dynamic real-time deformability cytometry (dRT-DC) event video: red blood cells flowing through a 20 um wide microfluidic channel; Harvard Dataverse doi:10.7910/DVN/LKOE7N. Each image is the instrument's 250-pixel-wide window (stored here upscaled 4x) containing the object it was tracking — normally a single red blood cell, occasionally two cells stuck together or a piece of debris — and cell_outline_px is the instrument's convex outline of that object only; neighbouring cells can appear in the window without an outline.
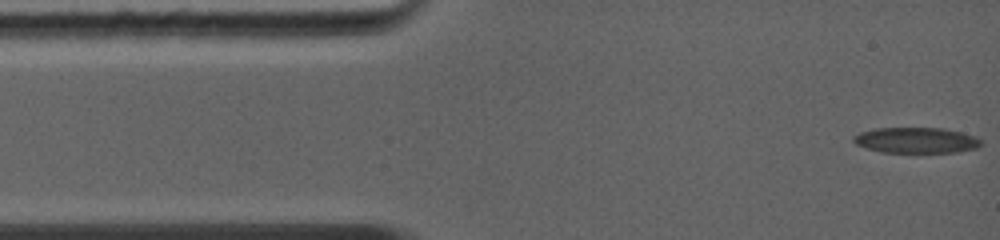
{"species": "common noctule bat (a hibernating species)", "species_latin": "Nyctalus noctula", "temperature_condition": "warm", "stored_images_in_passage": 17, "camera_frame_rate_fps": 5000, "um_per_image_px": 0.085, "animal": {"sex": "female", "body_mass_g": 19.0, "forearm_length_mm": 56.7}, "frame": {"image": 1, "passage_image": 1, "time_ms": 0.0, "image_size_px": [1000, 240], "cell_outline_px": [[980, 144], [976, 148], [956, 152], [880, 152], [856, 144], [852, 140], [852, 136], [860, 132], [876, 128], [944, 128], [960, 132], [972, 136], [980, 140]], "centroid_in_image_um": [77.82, 11.92], "position_along_channel_um": 7.2, "area_um2": 18.84}}
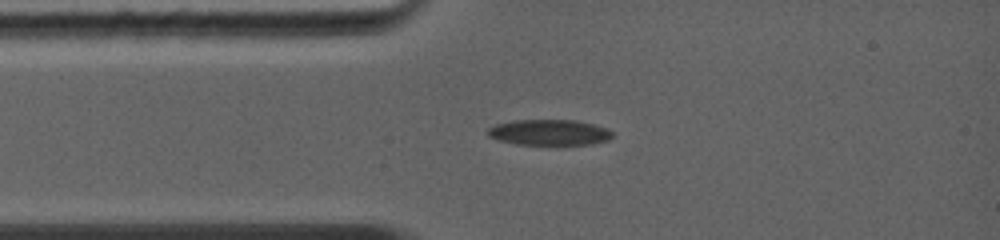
{"frame": {"image": 2, "passage_image": 15, "time_ms": 2.4, "image_size_px": [1000, 240], "cell_outline_px": [[612, 136], [608, 140], [592, 144], [516, 144], [500, 140], [488, 136], [488, 128], [496, 124], [512, 120], [576, 120], [608, 128], [612, 132]], "centroid_in_image_um": [46.69, 11.24], "position_along_channel_um": 38.3, "area_um2": 18.55}}